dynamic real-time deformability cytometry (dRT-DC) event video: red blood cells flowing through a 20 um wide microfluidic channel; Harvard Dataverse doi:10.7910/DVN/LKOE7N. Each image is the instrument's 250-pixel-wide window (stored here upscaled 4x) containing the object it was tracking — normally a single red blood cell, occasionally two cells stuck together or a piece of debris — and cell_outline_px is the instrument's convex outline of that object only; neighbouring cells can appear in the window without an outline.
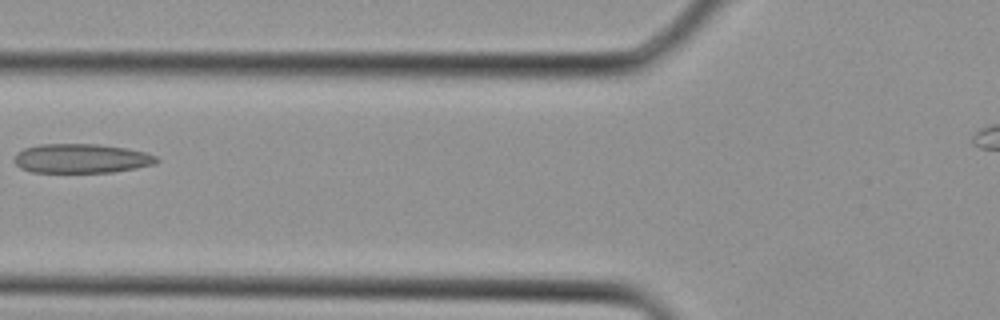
{"species": "Egyptian fruit bat (a non-hibernating species)", "species_latin": "Rousettus aegyptiacus", "temperature_condition": "cold", "stored_images_in_passage": 3, "camera_frame_rate_fps": 3000, "um_per_image_px": 0.085, "animal": {"sex": "female"}, "frame": {"image": 1, "passage_image": 2, "time_ms": 0.333, "image_size_px": [1000, 320], "cell_outline_px": [[160, 160], [156, 164], [136, 168], [112, 172], [32, 172], [20, 168], [12, 160], [16, 152], [24, 148], [40, 144], [96, 144], [124, 148], [144, 152], [156, 156]], "centroid_in_image_um": [6.88, 13.47], "position_along_channel_um": 118.9, "area_um2": 24.33}}